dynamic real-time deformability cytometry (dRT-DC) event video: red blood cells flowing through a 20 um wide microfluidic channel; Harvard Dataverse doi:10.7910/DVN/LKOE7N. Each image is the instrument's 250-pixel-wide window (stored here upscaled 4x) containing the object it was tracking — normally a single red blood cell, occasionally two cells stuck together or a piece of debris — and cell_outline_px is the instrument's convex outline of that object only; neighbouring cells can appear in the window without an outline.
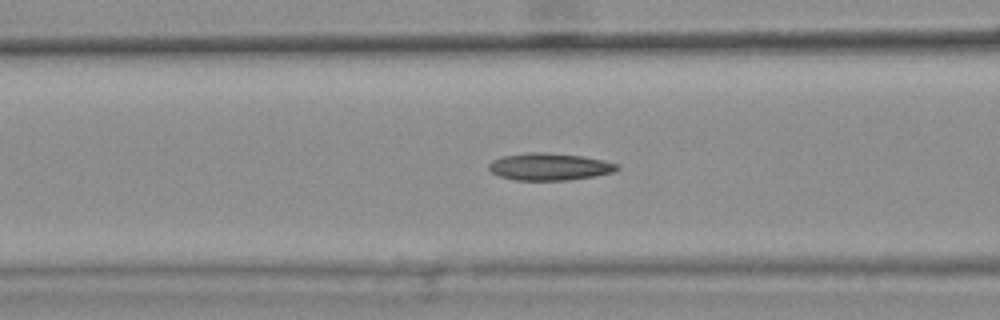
{"species": "common noctule bat (a hibernating species)", "species_latin": "Nyctalus noctula", "temperature_condition": "warm", "stored_images_in_passage": 45, "camera_frame_rate_fps": 3000, "um_per_image_px": 0.085, "animal": {"sex": "female", "body_mass_g": 25.1}, "frame": {"image": 1, "passage_image": 20, "time_ms": 6.333, "image_size_px": [1000, 320], "cell_outline_px": [[620, 168], [612, 172], [596, 176], [568, 180], [516, 180], [500, 176], [492, 172], [488, 168], [488, 164], [492, 160], [504, 156], [528, 152], [544, 152], [584, 156], [604, 160], [620, 164]], "centroid_in_image_um": [46.74, 14.16], "position_along_channel_um": 119.9, "area_um2": 20.4}, "authors_computed_cell_mechanics": {"area_um2": 20.23, "velocity_mm_per_s": 3.7747, "shape_relaxation_time_tau1_ms": null, "shape_relaxation_time_tau2_ms": 2.3954, "deformation_change_tau1": null, "deformation_change_tau2": 0.1058}}